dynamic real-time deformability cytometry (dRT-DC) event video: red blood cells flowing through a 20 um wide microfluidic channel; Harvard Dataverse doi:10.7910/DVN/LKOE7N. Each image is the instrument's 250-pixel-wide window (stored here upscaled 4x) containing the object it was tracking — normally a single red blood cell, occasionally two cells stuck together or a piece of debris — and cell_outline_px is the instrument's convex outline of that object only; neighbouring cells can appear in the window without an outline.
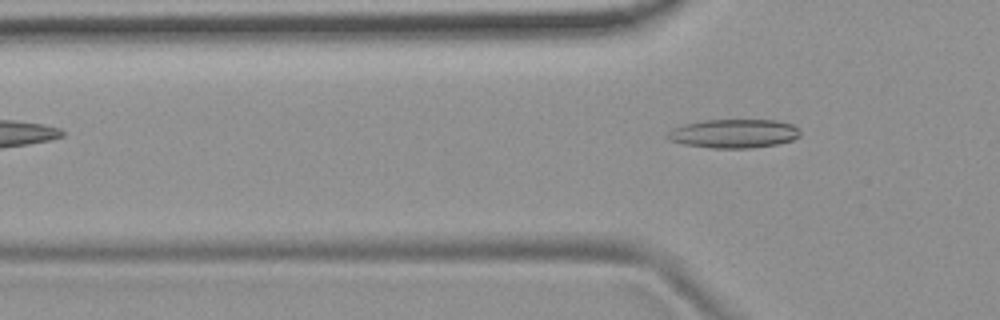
{"species": "common noctule bat (a hibernating species)", "species_latin": "Nyctalus noctula", "temperature_condition": "room temperature", "stored_images_in_passage": 2, "camera_frame_rate_fps": 3000, "um_per_image_px": 0.085, "animal": {"sex": "female", "body_mass_g": 19.9}, "frame": {"image": 1, "passage_image": 2, "time_ms": 1.333, "image_size_px": [1000, 320], "cell_outline_px": [[800, 136], [792, 140], [776, 144], [752, 148], [712, 148], [684, 144], [668, 140], [664, 136], [672, 128], [684, 124], [704, 120], [776, 120], [792, 124], [800, 132]], "centroid_in_image_um": [62.34, 11.35], "position_along_channel_um": 63.5, "area_um2": 22.31}}